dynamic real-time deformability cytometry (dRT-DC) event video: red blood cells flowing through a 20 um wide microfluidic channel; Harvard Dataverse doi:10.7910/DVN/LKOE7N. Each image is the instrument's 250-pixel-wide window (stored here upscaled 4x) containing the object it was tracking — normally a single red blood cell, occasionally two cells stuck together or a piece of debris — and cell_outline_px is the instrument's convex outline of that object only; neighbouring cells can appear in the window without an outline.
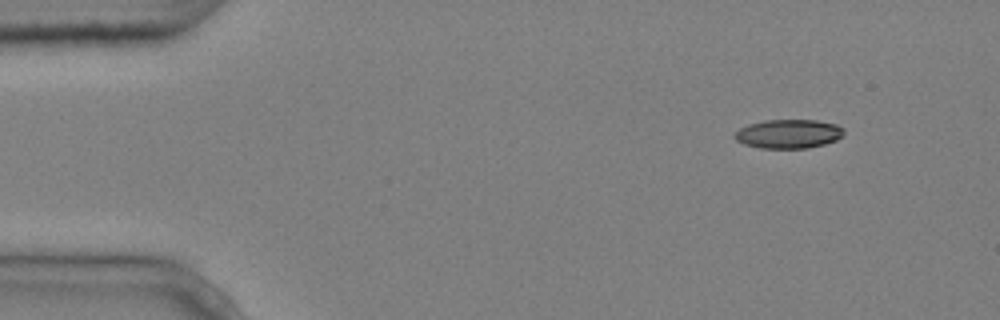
{"species": "common noctule bat (a hibernating species)", "species_latin": "Nyctalus noctula", "temperature_condition": "cold", "stored_images_in_passage": 4, "camera_frame_rate_fps": 3000, "um_per_image_px": 0.085, "animal": {"sex": "male", "body_mass_g": 20.4}, "frame": {"image": 1, "passage_image": 1, "time_ms": 0.0, "image_size_px": [1000, 320], "cell_outline_px": [[844, 136], [836, 140], [824, 144], [808, 148], [760, 148], [744, 144], [736, 140], [732, 136], [740, 128], [748, 124], [764, 120], [816, 120], [836, 124], [844, 128]], "centroid_in_image_um": [67.03, 11.37], "position_along_channel_um": 18.0, "area_um2": 18.55}}